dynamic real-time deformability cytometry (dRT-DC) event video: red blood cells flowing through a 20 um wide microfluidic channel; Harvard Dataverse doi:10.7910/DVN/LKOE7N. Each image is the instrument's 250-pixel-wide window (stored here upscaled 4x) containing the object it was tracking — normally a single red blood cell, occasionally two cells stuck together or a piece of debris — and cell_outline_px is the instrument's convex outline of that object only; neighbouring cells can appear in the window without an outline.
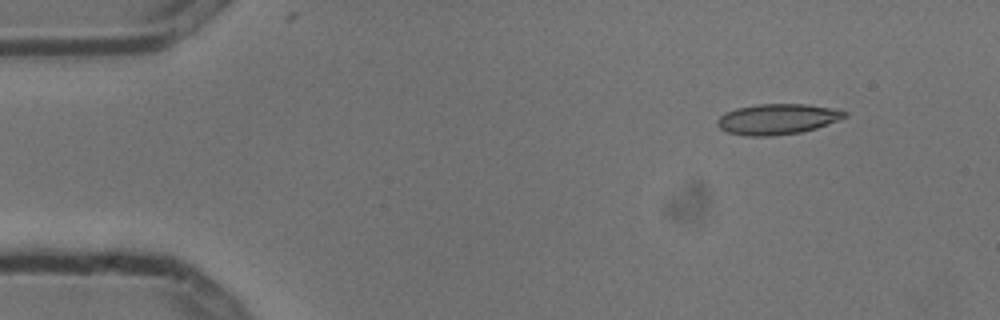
{"species": "common noctule bat (a hibernating species)", "species_latin": "Nyctalus noctula", "temperature_condition": "cold", "stored_images_in_passage": 7, "camera_frame_rate_fps": 3000, "um_per_image_px": 0.085, "animal": {"sex": "male", "body_mass_g": 13.3}, "frame": {"image": 1, "passage_image": 1, "time_ms": 0.0, "image_size_px": [1000, 320], "cell_outline_px": [[848, 116], [816, 128], [800, 132], [772, 136], [748, 136], [728, 132], [720, 128], [716, 124], [716, 120], [720, 116], [736, 108], [760, 104], [804, 104], [828, 108], [848, 112]], "centroid_in_image_um": [66.05, 10.13], "position_along_channel_um": 19.0, "area_um2": 22.37}}
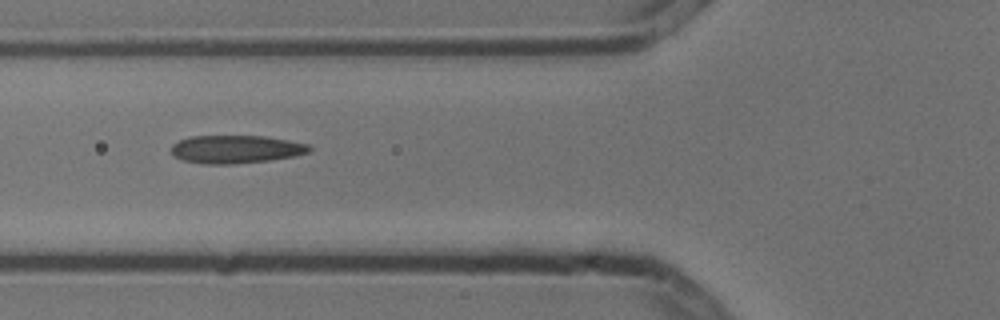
{"frame": {"image": 2, "passage_image": 5, "time_ms": 1.333, "image_size_px": [1000, 320], "cell_outline_px": [[312, 148], [308, 152], [292, 156], [268, 160], [232, 164], [204, 164], [184, 160], [176, 156], [172, 152], [172, 144], [188, 136], [268, 136], [308, 144]], "centroid_in_image_um": [20.05, 12.67], "position_along_channel_um": 105.8, "area_um2": 22.37}}
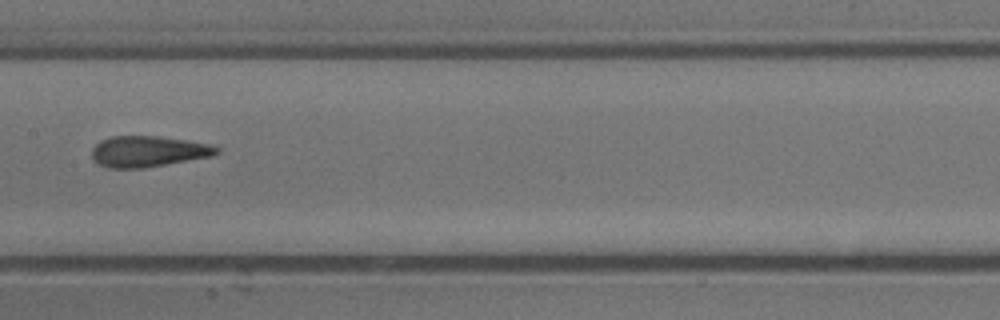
{"frame": {"image": 3, "passage_image": 7, "time_ms": 2.0, "image_size_px": [1000, 320], "cell_outline_px": [[220, 152], [212, 156], [144, 168], [108, 168], [100, 164], [92, 156], [92, 148], [100, 140], [112, 136], [160, 136], [188, 140], [212, 144], [220, 148]], "centroid_in_image_um": [12.63, 12.86], "position_along_channel_um": 194.8, "area_um2": 22.6}}